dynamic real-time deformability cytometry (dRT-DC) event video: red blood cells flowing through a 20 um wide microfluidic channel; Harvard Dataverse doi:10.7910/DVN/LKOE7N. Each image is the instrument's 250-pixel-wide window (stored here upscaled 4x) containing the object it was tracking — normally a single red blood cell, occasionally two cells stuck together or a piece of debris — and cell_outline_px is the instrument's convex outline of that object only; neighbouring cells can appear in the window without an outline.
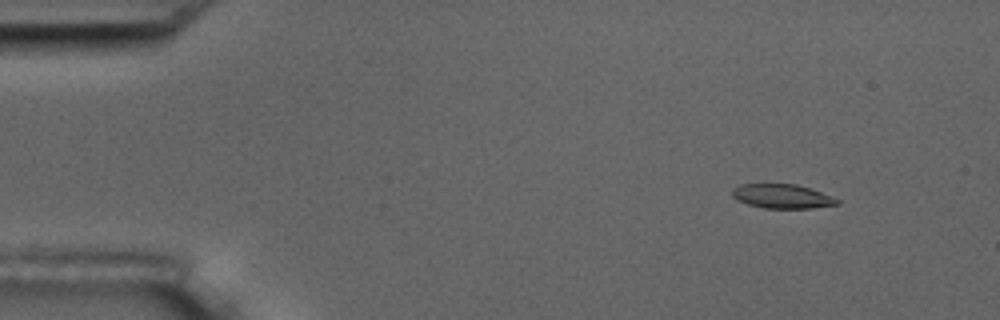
{"species": "common noctule bat (a hibernating species)", "species_latin": "Nyctalus noctula", "temperature_condition": "room temperature", "stored_images_in_passage": 5, "camera_frame_rate_fps": 3000, "um_per_image_px": 0.085, "animal": {"sex": "male", "body_mass_g": 17.5, "forearm_length_mm": 52.3}, "frame": {"image": 1, "passage_image": 1, "time_ms": 0.0, "image_size_px": [1000, 320], "cell_outline_px": [[840, 204], [812, 208], [764, 208], [748, 204], [736, 200], [732, 196], [732, 188], [740, 184], [796, 184], [820, 192], [840, 200]], "centroid_in_image_um": [66.45, 16.68], "position_along_channel_um": 18.6, "area_um2": 14.74}}
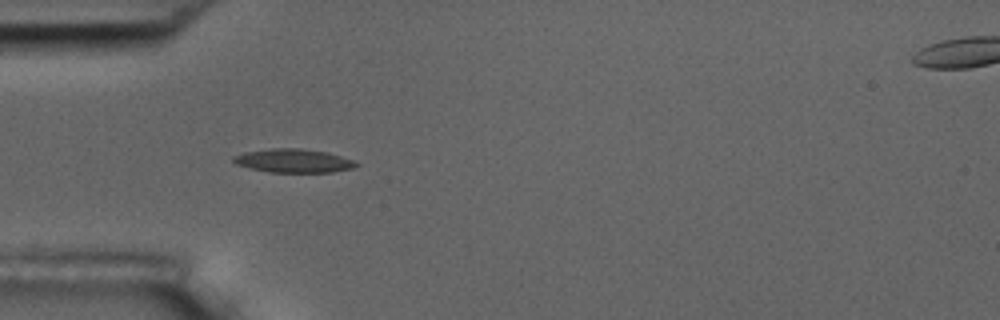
{"frame": {"image": 2, "passage_image": 4, "time_ms": 3.667, "image_size_px": [1000, 320], "cell_outline_px": [[360, 164], [352, 168], [332, 172], [268, 172], [248, 168], [236, 164], [232, 160], [232, 156], [244, 152], [272, 148], [300, 148], [324, 152], [340, 156], [352, 160]], "centroid_in_image_um": [24.89, 13.67], "position_along_channel_um": 60.1, "area_um2": 16.82}}